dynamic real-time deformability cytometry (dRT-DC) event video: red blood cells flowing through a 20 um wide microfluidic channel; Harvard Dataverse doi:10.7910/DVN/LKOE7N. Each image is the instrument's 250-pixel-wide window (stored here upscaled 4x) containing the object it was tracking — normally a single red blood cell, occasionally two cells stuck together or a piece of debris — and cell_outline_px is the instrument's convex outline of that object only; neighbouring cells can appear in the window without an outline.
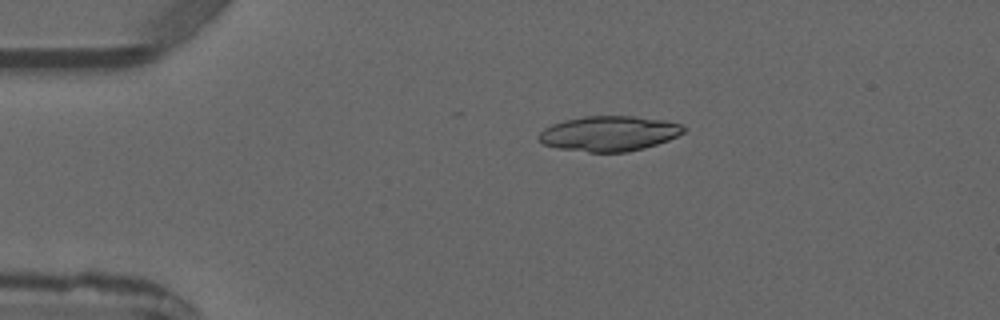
{"species": "common noctule bat (a hibernating species)", "species_latin": "Nyctalus noctula", "temperature_condition": "warm", "stored_images_in_passage": 2, "camera_frame_rate_fps": 3000, "um_per_image_px": 0.085, "animal": {"sex": "male", "forearm_length_mm": 52.5}, "frame": {"image": 1, "passage_image": 1, "time_ms": 0.0, "image_size_px": [1000, 320], "cell_outline_px": [[684, 132], [668, 140], [644, 148], [628, 152], [588, 152], [556, 148], [544, 144], [536, 136], [544, 128], [552, 124], [564, 120], [584, 116], [636, 116], [664, 120], [680, 124], [684, 128]], "centroid_in_image_um": [51.74, 11.35], "position_along_channel_um": 33.3, "area_um2": 29.65}}